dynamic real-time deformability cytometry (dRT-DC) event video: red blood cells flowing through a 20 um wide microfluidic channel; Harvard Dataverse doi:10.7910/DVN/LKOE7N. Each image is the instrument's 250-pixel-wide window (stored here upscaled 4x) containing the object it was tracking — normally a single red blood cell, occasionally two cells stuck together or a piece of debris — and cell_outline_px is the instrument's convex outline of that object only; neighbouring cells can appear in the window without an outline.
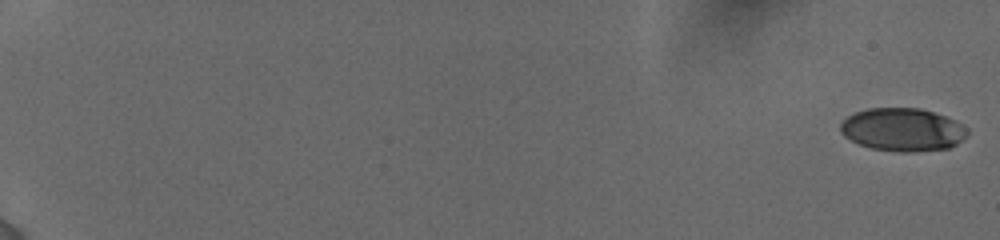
{"species": "human", "species_latin": "Homo sapiens", "temperature_condition": "cold", "stored_images_in_passage": 6, "camera_frame_rate_fps": 3000, "um_per_image_px": 0.085, "donor": {"sex": "female"}, "frame": {"image": 1, "passage_image": 1, "time_ms": 0.0, "image_size_px": [1000, 240], "cell_outline_px": [[968, 132], [956, 144], [948, 148], [908, 152], [900, 152], [872, 148], [860, 144], [844, 136], [840, 132], [840, 124], [848, 116], [856, 112], [868, 108], [920, 108], [956, 120], [968, 128]], "centroid_in_image_um": [76.71, 11.01], "position_along_channel_um": 8.3, "area_um2": 31.56}}